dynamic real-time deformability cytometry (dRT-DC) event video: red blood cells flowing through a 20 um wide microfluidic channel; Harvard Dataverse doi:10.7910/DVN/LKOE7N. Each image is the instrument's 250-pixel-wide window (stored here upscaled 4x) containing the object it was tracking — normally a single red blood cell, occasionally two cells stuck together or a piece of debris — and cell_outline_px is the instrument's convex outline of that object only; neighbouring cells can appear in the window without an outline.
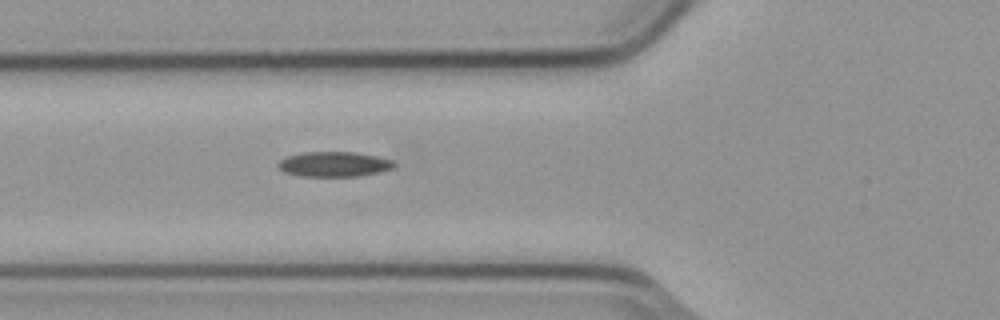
{"species": "common noctule bat (a hibernating species)", "species_latin": "Nyctalus noctula", "temperature_condition": "cold", "stored_images_in_passage": 5, "camera_frame_rate_fps": 3000, "um_per_image_px": 0.085, "animal": {"sex": "male", "body_mass_g": 23.1, "forearm_length_mm": 52.7}, "frame": {"image": 1, "passage_image": 5, "time_ms": 1.333, "image_size_px": [1000, 320], "cell_outline_px": [[396, 164], [392, 168], [380, 172], [360, 176], [300, 176], [284, 172], [276, 164], [280, 160], [288, 156], [304, 152], [352, 152], [376, 156], [392, 160]], "centroid_in_image_um": [28.39, 13.96], "position_along_channel_um": 97.4, "area_um2": 16.82}}